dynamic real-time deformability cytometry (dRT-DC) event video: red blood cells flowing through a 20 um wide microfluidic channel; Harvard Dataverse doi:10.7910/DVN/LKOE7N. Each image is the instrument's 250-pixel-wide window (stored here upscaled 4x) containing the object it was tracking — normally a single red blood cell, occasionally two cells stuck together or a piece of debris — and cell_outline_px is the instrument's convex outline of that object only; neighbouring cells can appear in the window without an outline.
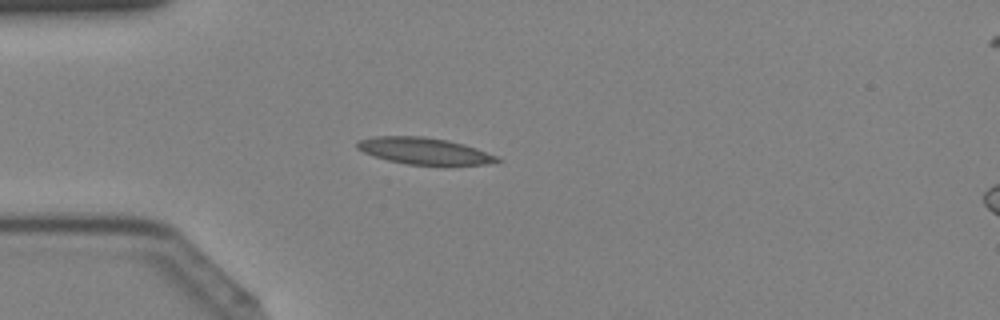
{"species": "Egyptian fruit bat (a non-hibernating species)", "species_latin": "Rousettus aegyptiacus", "temperature_condition": "cold", "stored_images_in_passage": 43, "camera_frame_rate_fps": 3000, "um_per_image_px": 0.085, "animal": {"sex": "female"}, "frame": {"image": 1, "passage_image": 12, "time_ms": 3.667, "image_size_px": [1000, 320], "cell_outline_px": [[504, 160], [484, 164], [444, 168], [408, 164], [388, 160], [364, 152], [356, 148], [356, 144], [360, 140], [376, 136], [424, 136], [448, 140], [464, 144], [476, 148], [496, 156]], "centroid_in_image_um": [36.14, 12.87], "position_along_channel_um": 48.9, "area_um2": 22.37}}
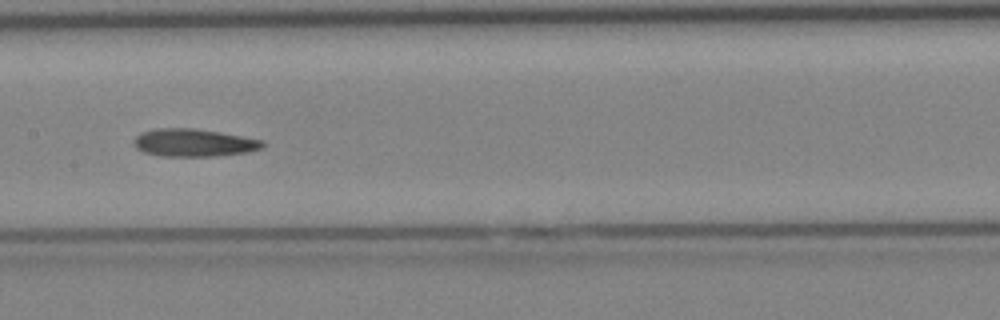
{"frame": {"image": 2, "passage_image": 22, "time_ms": 7.0, "image_size_px": [1000, 320], "cell_outline_px": [[264, 148], [248, 152], [216, 156], [160, 156], [144, 152], [136, 148], [132, 144], [136, 136], [140, 132], [156, 128], [196, 128], [220, 132], [264, 140]], "centroid_in_image_um": [16.47, 12.13], "position_along_channel_um": 190.9, "area_um2": 21.04}}
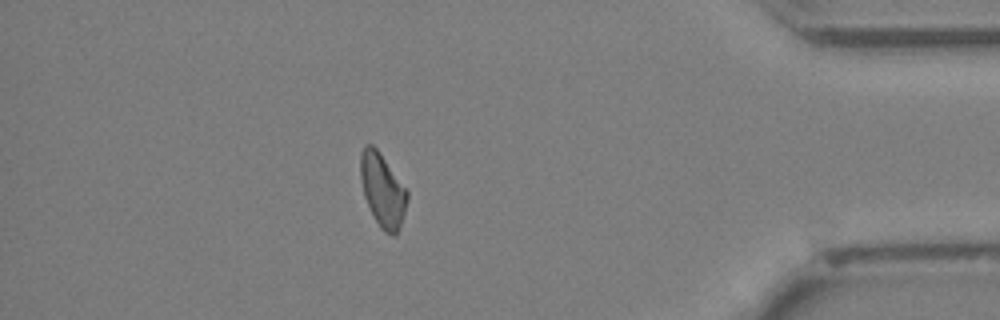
{"frame": {"image": 3, "passage_image": 38, "time_ms": 12.333, "image_size_px": [1000, 320], "cell_outline_px": [[408, 200], [396, 236], [392, 236], [384, 232], [380, 228], [364, 196], [360, 180], [360, 152], [364, 144], [372, 144], [376, 148], [408, 192]], "centroid_in_image_um": [32.49, 16.16], "position_along_channel_um": 402.7, "area_um2": 19.71}}